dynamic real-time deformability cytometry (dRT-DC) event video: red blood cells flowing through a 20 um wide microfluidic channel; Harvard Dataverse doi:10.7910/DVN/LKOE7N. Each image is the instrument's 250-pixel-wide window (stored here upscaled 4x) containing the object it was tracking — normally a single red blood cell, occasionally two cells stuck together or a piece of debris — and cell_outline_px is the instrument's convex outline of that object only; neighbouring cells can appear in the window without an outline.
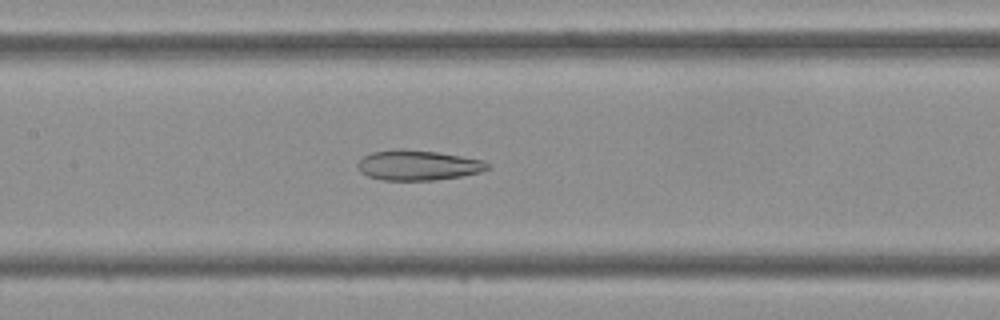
{"species": "Egyptian fruit bat (a non-hibernating species)", "species_latin": "Rousettus aegyptiacus", "temperature_condition": "cold", "stored_images_in_passage": 44, "camera_frame_rate_fps": 3000, "um_per_image_px": 0.085, "frame": {"image": 1, "passage_image": 20, "time_ms": 6.333, "image_size_px": [1000, 320], "cell_outline_px": [[492, 168], [480, 172], [460, 176], [436, 180], [380, 180], [368, 176], [360, 172], [356, 168], [356, 164], [364, 156], [372, 152], [396, 148], [436, 152], [484, 160], [492, 164]], "centroid_in_image_um": [35.53, 14.05], "position_along_channel_um": 171.9, "area_um2": 23.0}}
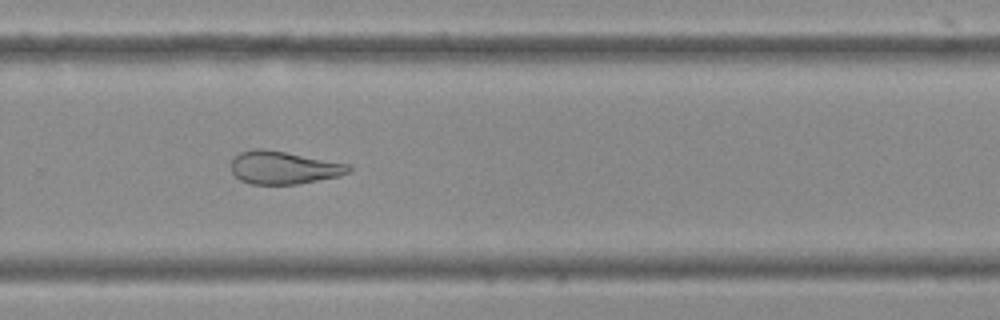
{"frame": {"image": 2, "passage_image": 29, "time_ms": 9.333, "image_size_px": [1000, 320], "cell_outline_px": [[352, 168], [348, 172], [340, 176], [296, 184], [252, 184], [240, 180], [232, 172], [232, 160], [240, 152], [256, 148], [264, 148], [348, 164]], "centroid_in_image_um": [24.09, 14.25], "position_along_channel_um": 305.7, "area_um2": 22.25}}
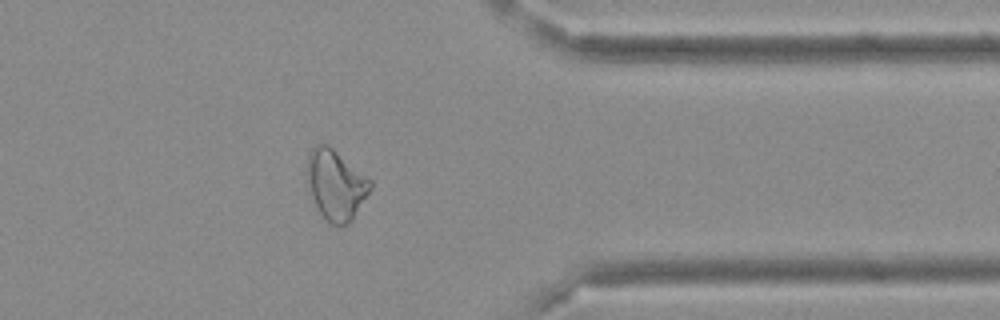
{"frame": {"image": 3, "passage_image": 35, "time_ms": 11.333, "image_size_px": [1000, 320], "cell_outline_px": [[372, 188], [352, 220], [348, 224], [328, 224], [320, 212], [308, 192], [308, 152], [316, 144], [328, 144], [368, 176], [372, 180]], "centroid_in_image_um": [28.56, 15.7], "position_along_channel_um": 382.8, "area_um2": 25.95}}